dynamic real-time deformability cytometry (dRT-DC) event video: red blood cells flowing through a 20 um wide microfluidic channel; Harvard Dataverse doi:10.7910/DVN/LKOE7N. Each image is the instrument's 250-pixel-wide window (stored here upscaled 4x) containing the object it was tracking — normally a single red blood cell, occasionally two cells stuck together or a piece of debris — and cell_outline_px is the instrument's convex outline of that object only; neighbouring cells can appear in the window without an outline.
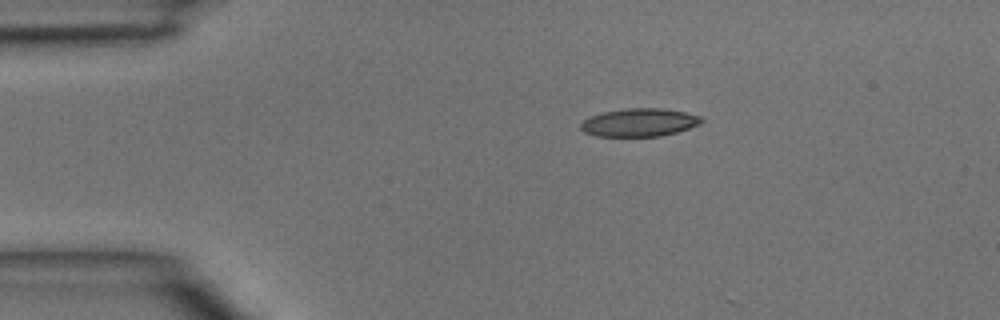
{"species": "common noctule bat (a hibernating species)", "species_latin": "Nyctalus noctula", "temperature_condition": "room temperature", "stored_images_in_passage": 2, "camera_frame_rate_fps": 3000, "um_per_image_px": 0.085, "animal": {"sex": "male", "body_mass_g": 15.6}, "frame": {"image": 1, "passage_image": 1, "time_ms": 0.0, "image_size_px": [1000, 320], "cell_outline_px": [[704, 120], [700, 124], [676, 132], [660, 136], [596, 136], [584, 132], [580, 128], [580, 124], [584, 120], [592, 116], [604, 112], [624, 108], [664, 108], [684, 112], [700, 116]], "centroid_in_image_um": [54.34, 10.4], "position_along_channel_um": 30.7, "area_um2": 19.65}}